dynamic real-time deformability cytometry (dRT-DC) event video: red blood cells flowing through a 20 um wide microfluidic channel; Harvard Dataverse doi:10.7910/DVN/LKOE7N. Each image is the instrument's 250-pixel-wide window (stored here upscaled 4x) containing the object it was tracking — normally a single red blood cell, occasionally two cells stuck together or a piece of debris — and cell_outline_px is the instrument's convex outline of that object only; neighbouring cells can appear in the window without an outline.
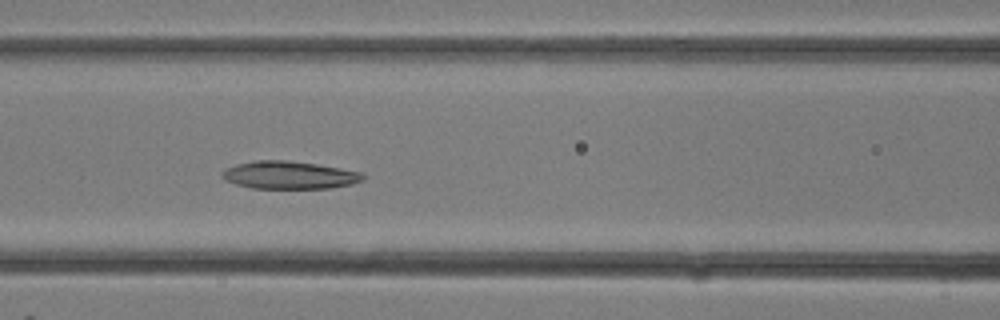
{"species": "common noctule bat (a hibernating species)", "species_latin": "Nyctalus noctula", "temperature_condition": "room temperature", "stored_images_in_passage": 17, "camera_frame_rate_fps": 3000, "um_per_image_px": 0.085, "animal": {"sex": "female"}, "frame": {"image": 1, "passage_image": 12, "time_ms": 3.667, "image_size_px": [1000, 320], "cell_outline_px": [[364, 180], [352, 184], [332, 188], [252, 188], [236, 184], [224, 180], [220, 176], [224, 168], [236, 164], [256, 160], [288, 160], [316, 164], [340, 168], [360, 172], [364, 176]], "centroid_in_image_um": [24.55, 14.88], "position_along_channel_um": 142.0, "area_um2": 22.83}}
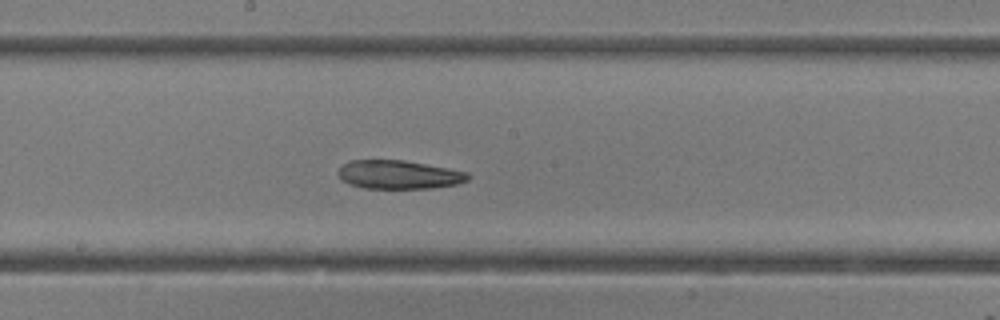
{"frame": {"image": 2, "passage_image": 15, "time_ms": 4.667, "image_size_px": [1000, 320], "cell_outline_px": [[472, 176], [468, 180], [456, 184], [432, 188], [364, 188], [348, 184], [340, 180], [336, 172], [344, 164], [352, 160], [404, 160], [448, 168], [468, 172]], "centroid_in_image_um": [33.89, 14.84], "position_along_channel_um": 214.3, "area_um2": 21.73}}
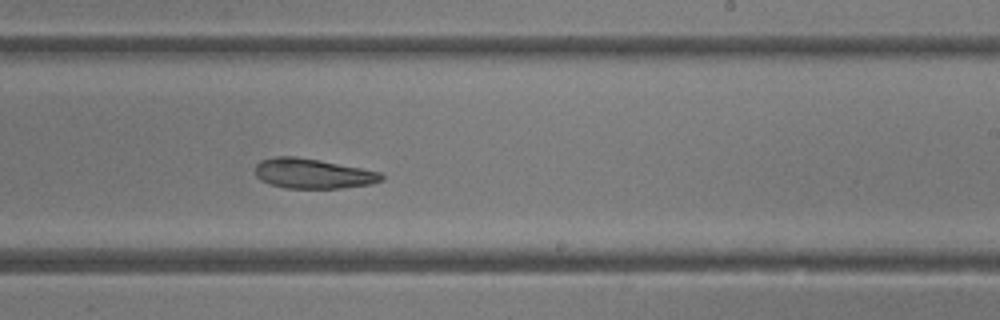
{"frame": {"image": 3, "passage_image": 17, "time_ms": 5.333, "image_size_px": [1000, 320], "cell_outline_px": [[384, 180], [372, 184], [340, 188], [284, 188], [268, 184], [260, 180], [256, 176], [256, 164], [260, 160], [276, 156], [296, 156], [320, 160], [380, 172], [384, 176]], "centroid_in_image_um": [26.57, 14.75], "position_along_channel_um": 262.4, "area_um2": 22.14}}